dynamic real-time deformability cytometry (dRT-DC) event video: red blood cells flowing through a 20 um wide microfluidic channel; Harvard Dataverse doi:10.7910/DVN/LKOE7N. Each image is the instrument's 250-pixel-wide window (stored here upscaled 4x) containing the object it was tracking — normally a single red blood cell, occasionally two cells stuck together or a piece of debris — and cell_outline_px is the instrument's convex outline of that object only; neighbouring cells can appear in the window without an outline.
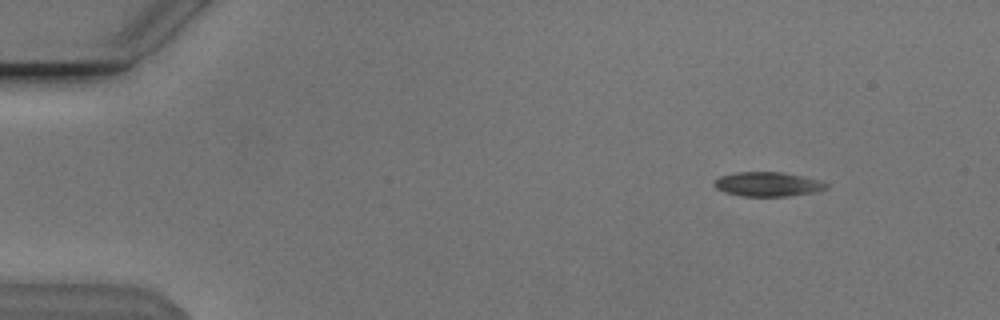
{"species": "Egyptian fruit bat (a non-hibernating species)", "species_latin": "Rousettus aegyptiacus", "temperature_condition": "cold", "stored_images_in_passage": 48, "camera_frame_rate_fps": 3000, "um_per_image_px": 0.085, "animal": {"sex": "male"}, "frame": {"image": 1, "passage_image": 1, "time_ms": 0.0, "image_size_px": [1000, 320], "cell_outline_px": [[828, 188], [816, 192], [788, 196], [744, 196], [724, 192], [716, 188], [712, 184], [712, 180], [720, 176], [736, 172], [784, 172], [820, 180], [828, 184]], "centroid_in_image_um": [65.24, 15.65], "position_along_channel_um": 19.8, "area_um2": 16.07}}
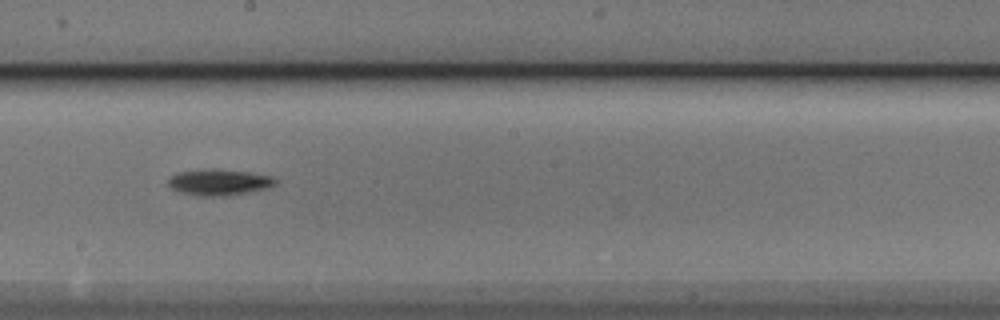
{"frame": {"image": 2, "passage_image": 25, "time_ms": 8.0, "image_size_px": [1000, 320], "cell_outline_px": [[276, 184], [264, 188], [228, 196], [200, 196], [180, 192], [172, 188], [168, 184], [168, 176], [180, 172], [248, 172], [272, 176], [276, 180]], "centroid_in_image_um": [18.61, 15.55], "position_along_channel_um": 229.6, "area_um2": 15.2}}
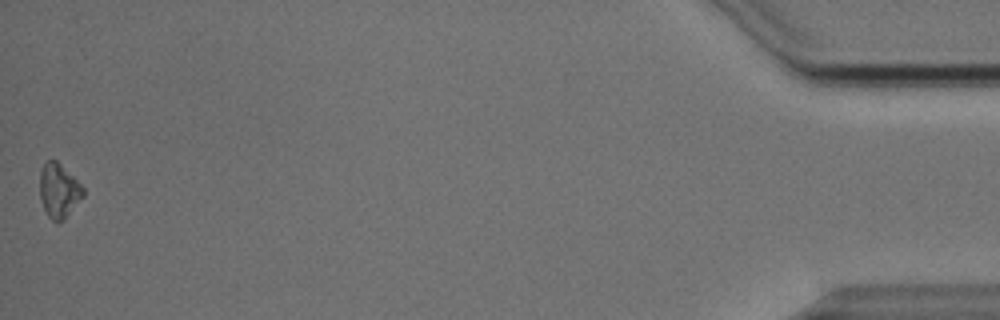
{"frame": {"image": 3, "passage_image": 48, "time_ms": 15.667, "image_size_px": [1000, 320], "cell_outline_px": [[84, 196], [64, 220], [56, 224], [48, 216], [40, 200], [40, 172], [44, 164], [48, 160], [56, 160], [84, 188]], "centroid_in_image_um": [5.0, 16.25], "position_along_channel_um": 430.2, "area_um2": 13.64}, "authors_computed_cell_mechanics": {"area_um2": 15.2014, "velocity_mm_per_s": 3.8484, "shape_relaxation_time_tau1_ms": 1.8614, "shape_relaxation_time_tau2_ms": null, "deformation_change_tau1": 0.0949, "deformation_change_tau2": null}}